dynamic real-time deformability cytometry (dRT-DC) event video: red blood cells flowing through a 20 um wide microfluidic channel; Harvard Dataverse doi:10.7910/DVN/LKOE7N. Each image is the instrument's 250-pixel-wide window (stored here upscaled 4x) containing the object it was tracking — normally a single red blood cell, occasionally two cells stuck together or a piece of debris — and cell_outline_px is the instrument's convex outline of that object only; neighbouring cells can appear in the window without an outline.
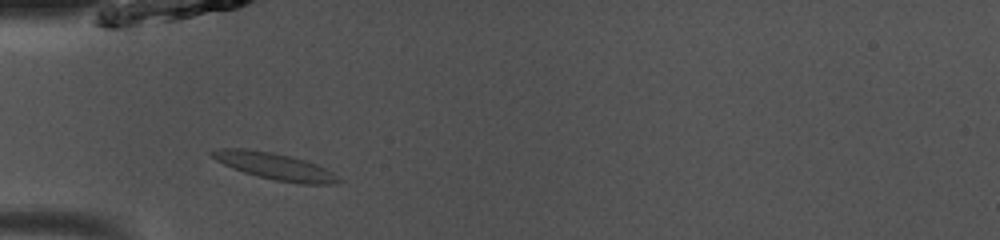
{"species": "common noctule bat (a hibernating species)", "species_latin": "Nyctalus noctula", "temperature_condition": "room temperature", "stored_images_in_passage": 37, "camera_frame_rate_fps": 3000, "um_per_image_px": 0.085, "animal": {"sex": "male", "body_mass_g": 13.0, "forearm_length_mm": 53.1}, "frame": {"image": 1, "passage_image": 4, "time_ms": 1.0, "image_size_px": [1000, 240], "cell_outline_px": [[344, 180], [336, 184], [300, 184], [276, 180], [244, 172], [232, 168], [216, 160], [208, 152], [220, 148], [244, 148], [272, 152], [304, 160], [316, 164], [332, 172]], "centroid_in_image_um": [23.37, 14.13], "position_along_channel_um": 61.6, "area_um2": 19.54}}
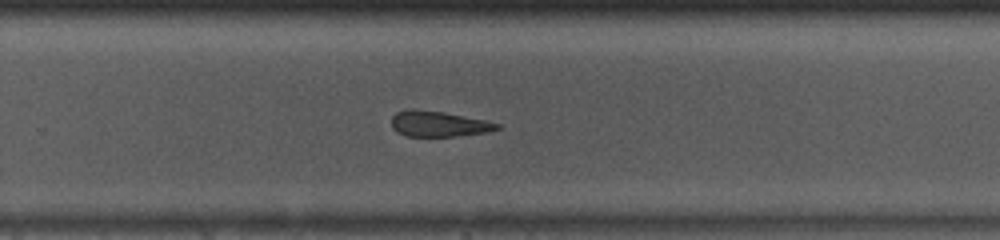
{"frame": {"image": 2, "passage_image": 21, "time_ms": 6.667, "image_size_px": [1000, 240], "cell_outline_px": [[500, 128], [488, 132], [456, 136], [408, 136], [396, 132], [392, 128], [392, 116], [396, 112], [408, 108], [412, 108], [444, 112], [488, 120], [500, 124]], "centroid_in_image_um": [37.28, 10.52], "position_along_channel_um": 292.5, "area_um2": 15.95}}
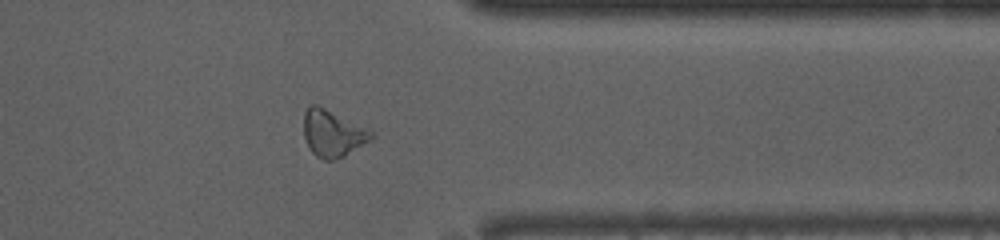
{"frame": {"image": 3, "passage_image": 28, "time_ms": 9.0, "image_size_px": [1000, 240], "cell_outline_px": [[372, 136], [368, 140], [344, 156], [332, 160], [324, 160], [316, 156], [308, 148], [304, 136], [304, 112], [312, 104], [316, 104], [372, 132]], "centroid_in_image_um": [28.19, 11.36], "position_along_channel_um": 383.2, "area_um2": 17.63}}